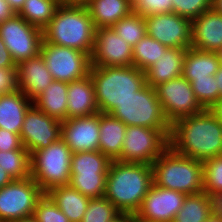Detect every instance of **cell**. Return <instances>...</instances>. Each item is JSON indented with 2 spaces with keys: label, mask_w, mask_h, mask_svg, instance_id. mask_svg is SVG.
Instances as JSON below:
<instances>
[{
  "label": "cell",
  "mask_w": 222,
  "mask_h": 222,
  "mask_svg": "<svg viewBox=\"0 0 222 222\" xmlns=\"http://www.w3.org/2000/svg\"><path fill=\"white\" fill-rule=\"evenodd\" d=\"M169 147L182 156L204 162L222 155V123L209 110L171 124Z\"/></svg>",
  "instance_id": "cell-1"
},
{
  "label": "cell",
  "mask_w": 222,
  "mask_h": 222,
  "mask_svg": "<svg viewBox=\"0 0 222 222\" xmlns=\"http://www.w3.org/2000/svg\"><path fill=\"white\" fill-rule=\"evenodd\" d=\"M96 28L81 0H63L43 29V41L77 49L91 56Z\"/></svg>",
  "instance_id": "cell-2"
},
{
  "label": "cell",
  "mask_w": 222,
  "mask_h": 222,
  "mask_svg": "<svg viewBox=\"0 0 222 222\" xmlns=\"http://www.w3.org/2000/svg\"><path fill=\"white\" fill-rule=\"evenodd\" d=\"M152 184V165L112 160L103 197L121 213L135 214Z\"/></svg>",
  "instance_id": "cell-3"
},
{
  "label": "cell",
  "mask_w": 222,
  "mask_h": 222,
  "mask_svg": "<svg viewBox=\"0 0 222 222\" xmlns=\"http://www.w3.org/2000/svg\"><path fill=\"white\" fill-rule=\"evenodd\" d=\"M89 75L99 112L104 114H109L146 84L145 72L134 66H91Z\"/></svg>",
  "instance_id": "cell-4"
},
{
  "label": "cell",
  "mask_w": 222,
  "mask_h": 222,
  "mask_svg": "<svg viewBox=\"0 0 222 222\" xmlns=\"http://www.w3.org/2000/svg\"><path fill=\"white\" fill-rule=\"evenodd\" d=\"M153 183L185 195L203 192V162L168 147L152 164Z\"/></svg>",
  "instance_id": "cell-5"
},
{
  "label": "cell",
  "mask_w": 222,
  "mask_h": 222,
  "mask_svg": "<svg viewBox=\"0 0 222 222\" xmlns=\"http://www.w3.org/2000/svg\"><path fill=\"white\" fill-rule=\"evenodd\" d=\"M72 154L64 140L59 138L30 155L31 177L44 193L53 187L70 184Z\"/></svg>",
  "instance_id": "cell-6"
},
{
  "label": "cell",
  "mask_w": 222,
  "mask_h": 222,
  "mask_svg": "<svg viewBox=\"0 0 222 222\" xmlns=\"http://www.w3.org/2000/svg\"><path fill=\"white\" fill-rule=\"evenodd\" d=\"M127 126H144L151 129H171L155 88L145 84L134 96L117 104L109 113Z\"/></svg>",
  "instance_id": "cell-7"
},
{
  "label": "cell",
  "mask_w": 222,
  "mask_h": 222,
  "mask_svg": "<svg viewBox=\"0 0 222 222\" xmlns=\"http://www.w3.org/2000/svg\"><path fill=\"white\" fill-rule=\"evenodd\" d=\"M110 163L99 150L73 153L70 185L90 199L103 197Z\"/></svg>",
  "instance_id": "cell-8"
},
{
  "label": "cell",
  "mask_w": 222,
  "mask_h": 222,
  "mask_svg": "<svg viewBox=\"0 0 222 222\" xmlns=\"http://www.w3.org/2000/svg\"><path fill=\"white\" fill-rule=\"evenodd\" d=\"M171 129L127 126L120 162L151 165L168 147Z\"/></svg>",
  "instance_id": "cell-9"
},
{
  "label": "cell",
  "mask_w": 222,
  "mask_h": 222,
  "mask_svg": "<svg viewBox=\"0 0 222 222\" xmlns=\"http://www.w3.org/2000/svg\"><path fill=\"white\" fill-rule=\"evenodd\" d=\"M40 54L54 80L70 83L90 74L91 58L87 53L43 41Z\"/></svg>",
  "instance_id": "cell-10"
},
{
  "label": "cell",
  "mask_w": 222,
  "mask_h": 222,
  "mask_svg": "<svg viewBox=\"0 0 222 222\" xmlns=\"http://www.w3.org/2000/svg\"><path fill=\"white\" fill-rule=\"evenodd\" d=\"M0 35L16 65L40 54L43 30L18 14L0 23Z\"/></svg>",
  "instance_id": "cell-11"
},
{
  "label": "cell",
  "mask_w": 222,
  "mask_h": 222,
  "mask_svg": "<svg viewBox=\"0 0 222 222\" xmlns=\"http://www.w3.org/2000/svg\"><path fill=\"white\" fill-rule=\"evenodd\" d=\"M43 194L32 177L13 180L0 189V220L13 222L34 215Z\"/></svg>",
  "instance_id": "cell-12"
},
{
  "label": "cell",
  "mask_w": 222,
  "mask_h": 222,
  "mask_svg": "<svg viewBox=\"0 0 222 222\" xmlns=\"http://www.w3.org/2000/svg\"><path fill=\"white\" fill-rule=\"evenodd\" d=\"M154 88L163 113L170 124L182 117L195 115L204 110L196 99L190 82L183 76L163 82Z\"/></svg>",
  "instance_id": "cell-13"
},
{
  "label": "cell",
  "mask_w": 222,
  "mask_h": 222,
  "mask_svg": "<svg viewBox=\"0 0 222 222\" xmlns=\"http://www.w3.org/2000/svg\"><path fill=\"white\" fill-rule=\"evenodd\" d=\"M61 138V121L41 112L34 104L27 110L20 131L22 146L30 153L47 148Z\"/></svg>",
  "instance_id": "cell-14"
},
{
  "label": "cell",
  "mask_w": 222,
  "mask_h": 222,
  "mask_svg": "<svg viewBox=\"0 0 222 222\" xmlns=\"http://www.w3.org/2000/svg\"><path fill=\"white\" fill-rule=\"evenodd\" d=\"M147 35L168 48H191V20L176 13L145 17Z\"/></svg>",
  "instance_id": "cell-15"
},
{
  "label": "cell",
  "mask_w": 222,
  "mask_h": 222,
  "mask_svg": "<svg viewBox=\"0 0 222 222\" xmlns=\"http://www.w3.org/2000/svg\"><path fill=\"white\" fill-rule=\"evenodd\" d=\"M185 197L183 193L153 183L135 215L139 222H173Z\"/></svg>",
  "instance_id": "cell-16"
},
{
  "label": "cell",
  "mask_w": 222,
  "mask_h": 222,
  "mask_svg": "<svg viewBox=\"0 0 222 222\" xmlns=\"http://www.w3.org/2000/svg\"><path fill=\"white\" fill-rule=\"evenodd\" d=\"M90 58L92 66H133L132 46L112 27L96 29Z\"/></svg>",
  "instance_id": "cell-17"
},
{
  "label": "cell",
  "mask_w": 222,
  "mask_h": 222,
  "mask_svg": "<svg viewBox=\"0 0 222 222\" xmlns=\"http://www.w3.org/2000/svg\"><path fill=\"white\" fill-rule=\"evenodd\" d=\"M100 112L61 122V138L73 153L99 150Z\"/></svg>",
  "instance_id": "cell-18"
},
{
  "label": "cell",
  "mask_w": 222,
  "mask_h": 222,
  "mask_svg": "<svg viewBox=\"0 0 222 222\" xmlns=\"http://www.w3.org/2000/svg\"><path fill=\"white\" fill-rule=\"evenodd\" d=\"M191 48L211 52L222 48V14L212 8L191 20Z\"/></svg>",
  "instance_id": "cell-19"
},
{
  "label": "cell",
  "mask_w": 222,
  "mask_h": 222,
  "mask_svg": "<svg viewBox=\"0 0 222 222\" xmlns=\"http://www.w3.org/2000/svg\"><path fill=\"white\" fill-rule=\"evenodd\" d=\"M18 88L30 100H34L53 81L41 54L17 64Z\"/></svg>",
  "instance_id": "cell-20"
},
{
  "label": "cell",
  "mask_w": 222,
  "mask_h": 222,
  "mask_svg": "<svg viewBox=\"0 0 222 222\" xmlns=\"http://www.w3.org/2000/svg\"><path fill=\"white\" fill-rule=\"evenodd\" d=\"M99 113L91 76L68 83L67 119Z\"/></svg>",
  "instance_id": "cell-21"
},
{
  "label": "cell",
  "mask_w": 222,
  "mask_h": 222,
  "mask_svg": "<svg viewBox=\"0 0 222 222\" xmlns=\"http://www.w3.org/2000/svg\"><path fill=\"white\" fill-rule=\"evenodd\" d=\"M185 54L186 49L168 48L165 55L145 71L146 84L154 88L163 82L182 76Z\"/></svg>",
  "instance_id": "cell-22"
},
{
  "label": "cell",
  "mask_w": 222,
  "mask_h": 222,
  "mask_svg": "<svg viewBox=\"0 0 222 222\" xmlns=\"http://www.w3.org/2000/svg\"><path fill=\"white\" fill-rule=\"evenodd\" d=\"M87 7L96 29L110 28L133 12L129 0H81Z\"/></svg>",
  "instance_id": "cell-23"
},
{
  "label": "cell",
  "mask_w": 222,
  "mask_h": 222,
  "mask_svg": "<svg viewBox=\"0 0 222 222\" xmlns=\"http://www.w3.org/2000/svg\"><path fill=\"white\" fill-rule=\"evenodd\" d=\"M31 103L33 101L19 89L13 93L0 95V128L20 135L25 114L33 105Z\"/></svg>",
  "instance_id": "cell-24"
},
{
  "label": "cell",
  "mask_w": 222,
  "mask_h": 222,
  "mask_svg": "<svg viewBox=\"0 0 222 222\" xmlns=\"http://www.w3.org/2000/svg\"><path fill=\"white\" fill-rule=\"evenodd\" d=\"M65 214L70 222H81L87 211L90 198L69 185H60L45 193Z\"/></svg>",
  "instance_id": "cell-25"
},
{
  "label": "cell",
  "mask_w": 222,
  "mask_h": 222,
  "mask_svg": "<svg viewBox=\"0 0 222 222\" xmlns=\"http://www.w3.org/2000/svg\"><path fill=\"white\" fill-rule=\"evenodd\" d=\"M127 125L110 114L100 113L99 151L111 161L122 151Z\"/></svg>",
  "instance_id": "cell-26"
},
{
  "label": "cell",
  "mask_w": 222,
  "mask_h": 222,
  "mask_svg": "<svg viewBox=\"0 0 222 222\" xmlns=\"http://www.w3.org/2000/svg\"><path fill=\"white\" fill-rule=\"evenodd\" d=\"M221 66L218 52L186 49L182 76L189 82L215 75Z\"/></svg>",
  "instance_id": "cell-27"
},
{
  "label": "cell",
  "mask_w": 222,
  "mask_h": 222,
  "mask_svg": "<svg viewBox=\"0 0 222 222\" xmlns=\"http://www.w3.org/2000/svg\"><path fill=\"white\" fill-rule=\"evenodd\" d=\"M67 89V82L54 80L33 100V104L41 112L62 122L67 119Z\"/></svg>",
  "instance_id": "cell-28"
},
{
  "label": "cell",
  "mask_w": 222,
  "mask_h": 222,
  "mask_svg": "<svg viewBox=\"0 0 222 222\" xmlns=\"http://www.w3.org/2000/svg\"><path fill=\"white\" fill-rule=\"evenodd\" d=\"M63 0H25L19 16L29 24L43 30L52 20L57 7Z\"/></svg>",
  "instance_id": "cell-29"
},
{
  "label": "cell",
  "mask_w": 222,
  "mask_h": 222,
  "mask_svg": "<svg viewBox=\"0 0 222 222\" xmlns=\"http://www.w3.org/2000/svg\"><path fill=\"white\" fill-rule=\"evenodd\" d=\"M211 216L208 197L205 192L186 195L182 207L173 222H206Z\"/></svg>",
  "instance_id": "cell-30"
},
{
  "label": "cell",
  "mask_w": 222,
  "mask_h": 222,
  "mask_svg": "<svg viewBox=\"0 0 222 222\" xmlns=\"http://www.w3.org/2000/svg\"><path fill=\"white\" fill-rule=\"evenodd\" d=\"M167 49L168 47L146 35L132 47V64L137 69L145 72L157 62L162 55H165Z\"/></svg>",
  "instance_id": "cell-31"
},
{
  "label": "cell",
  "mask_w": 222,
  "mask_h": 222,
  "mask_svg": "<svg viewBox=\"0 0 222 222\" xmlns=\"http://www.w3.org/2000/svg\"><path fill=\"white\" fill-rule=\"evenodd\" d=\"M30 153L26 149L0 151V167L14 179L31 177Z\"/></svg>",
  "instance_id": "cell-32"
},
{
  "label": "cell",
  "mask_w": 222,
  "mask_h": 222,
  "mask_svg": "<svg viewBox=\"0 0 222 222\" xmlns=\"http://www.w3.org/2000/svg\"><path fill=\"white\" fill-rule=\"evenodd\" d=\"M112 28L132 47L147 35L145 18L134 12L116 22Z\"/></svg>",
  "instance_id": "cell-33"
},
{
  "label": "cell",
  "mask_w": 222,
  "mask_h": 222,
  "mask_svg": "<svg viewBox=\"0 0 222 222\" xmlns=\"http://www.w3.org/2000/svg\"><path fill=\"white\" fill-rule=\"evenodd\" d=\"M121 212L104 197L90 199L81 222H110Z\"/></svg>",
  "instance_id": "cell-34"
},
{
  "label": "cell",
  "mask_w": 222,
  "mask_h": 222,
  "mask_svg": "<svg viewBox=\"0 0 222 222\" xmlns=\"http://www.w3.org/2000/svg\"><path fill=\"white\" fill-rule=\"evenodd\" d=\"M196 99L204 109H209L216 101L221 99L217 88L215 75L207 78L190 81Z\"/></svg>",
  "instance_id": "cell-35"
},
{
  "label": "cell",
  "mask_w": 222,
  "mask_h": 222,
  "mask_svg": "<svg viewBox=\"0 0 222 222\" xmlns=\"http://www.w3.org/2000/svg\"><path fill=\"white\" fill-rule=\"evenodd\" d=\"M203 192H222V155L203 162Z\"/></svg>",
  "instance_id": "cell-36"
},
{
  "label": "cell",
  "mask_w": 222,
  "mask_h": 222,
  "mask_svg": "<svg viewBox=\"0 0 222 222\" xmlns=\"http://www.w3.org/2000/svg\"><path fill=\"white\" fill-rule=\"evenodd\" d=\"M34 216L38 222H70L45 193L36 203Z\"/></svg>",
  "instance_id": "cell-37"
},
{
  "label": "cell",
  "mask_w": 222,
  "mask_h": 222,
  "mask_svg": "<svg viewBox=\"0 0 222 222\" xmlns=\"http://www.w3.org/2000/svg\"><path fill=\"white\" fill-rule=\"evenodd\" d=\"M172 13L193 20L212 9V0H172Z\"/></svg>",
  "instance_id": "cell-38"
},
{
  "label": "cell",
  "mask_w": 222,
  "mask_h": 222,
  "mask_svg": "<svg viewBox=\"0 0 222 222\" xmlns=\"http://www.w3.org/2000/svg\"><path fill=\"white\" fill-rule=\"evenodd\" d=\"M172 0H141L133 12L142 17L155 14L172 13Z\"/></svg>",
  "instance_id": "cell-39"
},
{
  "label": "cell",
  "mask_w": 222,
  "mask_h": 222,
  "mask_svg": "<svg viewBox=\"0 0 222 222\" xmlns=\"http://www.w3.org/2000/svg\"><path fill=\"white\" fill-rule=\"evenodd\" d=\"M18 89L17 67L0 68V95L13 93Z\"/></svg>",
  "instance_id": "cell-40"
},
{
  "label": "cell",
  "mask_w": 222,
  "mask_h": 222,
  "mask_svg": "<svg viewBox=\"0 0 222 222\" xmlns=\"http://www.w3.org/2000/svg\"><path fill=\"white\" fill-rule=\"evenodd\" d=\"M26 149L22 146L20 135L0 128V151Z\"/></svg>",
  "instance_id": "cell-41"
},
{
  "label": "cell",
  "mask_w": 222,
  "mask_h": 222,
  "mask_svg": "<svg viewBox=\"0 0 222 222\" xmlns=\"http://www.w3.org/2000/svg\"><path fill=\"white\" fill-rule=\"evenodd\" d=\"M210 206L211 216L222 218V192H205Z\"/></svg>",
  "instance_id": "cell-42"
},
{
  "label": "cell",
  "mask_w": 222,
  "mask_h": 222,
  "mask_svg": "<svg viewBox=\"0 0 222 222\" xmlns=\"http://www.w3.org/2000/svg\"><path fill=\"white\" fill-rule=\"evenodd\" d=\"M17 67L0 35V68Z\"/></svg>",
  "instance_id": "cell-43"
},
{
  "label": "cell",
  "mask_w": 222,
  "mask_h": 222,
  "mask_svg": "<svg viewBox=\"0 0 222 222\" xmlns=\"http://www.w3.org/2000/svg\"><path fill=\"white\" fill-rule=\"evenodd\" d=\"M15 14L6 0H0V23L11 19Z\"/></svg>",
  "instance_id": "cell-44"
},
{
  "label": "cell",
  "mask_w": 222,
  "mask_h": 222,
  "mask_svg": "<svg viewBox=\"0 0 222 222\" xmlns=\"http://www.w3.org/2000/svg\"><path fill=\"white\" fill-rule=\"evenodd\" d=\"M110 222H139L135 214L132 213H120Z\"/></svg>",
  "instance_id": "cell-45"
},
{
  "label": "cell",
  "mask_w": 222,
  "mask_h": 222,
  "mask_svg": "<svg viewBox=\"0 0 222 222\" xmlns=\"http://www.w3.org/2000/svg\"><path fill=\"white\" fill-rule=\"evenodd\" d=\"M209 110L217 117L222 123V98L216 101Z\"/></svg>",
  "instance_id": "cell-46"
},
{
  "label": "cell",
  "mask_w": 222,
  "mask_h": 222,
  "mask_svg": "<svg viewBox=\"0 0 222 222\" xmlns=\"http://www.w3.org/2000/svg\"><path fill=\"white\" fill-rule=\"evenodd\" d=\"M14 179L0 167V189L5 185L11 183Z\"/></svg>",
  "instance_id": "cell-47"
},
{
  "label": "cell",
  "mask_w": 222,
  "mask_h": 222,
  "mask_svg": "<svg viewBox=\"0 0 222 222\" xmlns=\"http://www.w3.org/2000/svg\"><path fill=\"white\" fill-rule=\"evenodd\" d=\"M11 9L18 14L25 2V0H6Z\"/></svg>",
  "instance_id": "cell-48"
},
{
  "label": "cell",
  "mask_w": 222,
  "mask_h": 222,
  "mask_svg": "<svg viewBox=\"0 0 222 222\" xmlns=\"http://www.w3.org/2000/svg\"><path fill=\"white\" fill-rule=\"evenodd\" d=\"M215 79H216L217 88H219V96L222 98V65L215 73Z\"/></svg>",
  "instance_id": "cell-49"
},
{
  "label": "cell",
  "mask_w": 222,
  "mask_h": 222,
  "mask_svg": "<svg viewBox=\"0 0 222 222\" xmlns=\"http://www.w3.org/2000/svg\"><path fill=\"white\" fill-rule=\"evenodd\" d=\"M212 8L217 13L222 14V0H212Z\"/></svg>",
  "instance_id": "cell-50"
},
{
  "label": "cell",
  "mask_w": 222,
  "mask_h": 222,
  "mask_svg": "<svg viewBox=\"0 0 222 222\" xmlns=\"http://www.w3.org/2000/svg\"><path fill=\"white\" fill-rule=\"evenodd\" d=\"M13 222H38V220L36 219L34 215H30V216L23 217L20 220H16Z\"/></svg>",
  "instance_id": "cell-51"
},
{
  "label": "cell",
  "mask_w": 222,
  "mask_h": 222,
  "mask_svg": "<svg viewBox=\"0 0 222 222\" xmlns=\"http://www.w3.org/2000/svg\"><path fill=\"white\" fill-rule=\"evenodd\" d=\"M206 222H222V218L210 216Z\"/></svg>",
  "instance_id": "cell-52"
},
{
  "label": "cell",
  "mask_w": 222,
  "mask_h": 222,
  "mask_svg": "<svg viewBox=\"0 0 222 222\" xmlns=\"http://www.w3.org/2000/svg\"><path fill=\"white\" fill-rule=\"evenodd\" d=\"M141 0H129V2L132 5V8H134Z\"/></svg>",
  "instance_id": "cell-53"
},
{
  "label": "cell",
  "mask_w": 222,
  "mask_h": 222,
  "mask_svg": "<svg viewBox=\"0 0 222 222\" xmlns=\"http://www.w3.org/2000/svg\"><path fill=\"white\" fill-rule=\"evenodd\" d=\"M219 57H220V62L222 65V48L218 51Z\"/></svg>",
  "instance_id": "cell-54"
}]
</instances>
